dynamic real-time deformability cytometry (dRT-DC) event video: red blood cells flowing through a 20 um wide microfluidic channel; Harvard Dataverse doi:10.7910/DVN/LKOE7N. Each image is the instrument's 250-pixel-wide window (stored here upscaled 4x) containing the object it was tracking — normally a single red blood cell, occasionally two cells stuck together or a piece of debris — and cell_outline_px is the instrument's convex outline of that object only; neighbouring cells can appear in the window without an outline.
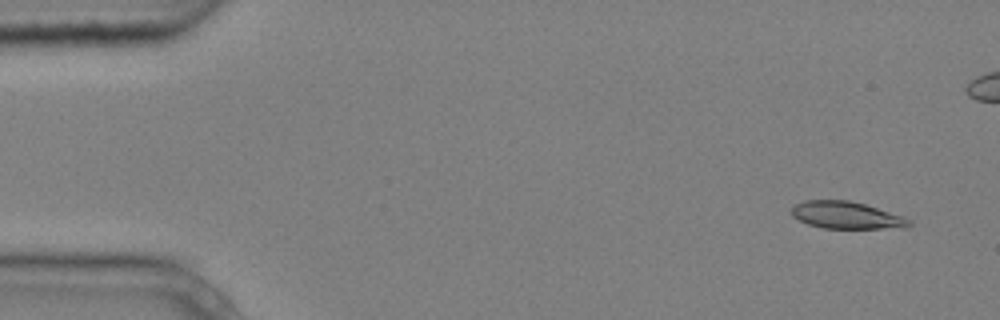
{"species": "common noctule bat (a hibernating species)", "species_latin": "Nyctalus noctula", "temperature_condition": "cold", "stored_images_in_passage": 5, "camera_frame_rate_fps": 3000, "um_per_image_px": 0.085, "animal": {"sex": "male", "body_mass_g": 20.4}, "frame": {"image": 1, "passage_image": 1, "time_ms": 0.0, "image_size_px": [1000, 320], "cell_outline_px": [[912, 224], [908, 228], [824, 228], [808, 224], [792, 216], [792, 208], [796, 204], [804, 200], [848, 200], [864, 204], [904, 216], [912, 220]], "centroid_in_image_um": [72.0, 18.3], "position_along_channel_um": 13.0, "area_um2": 18.61}}